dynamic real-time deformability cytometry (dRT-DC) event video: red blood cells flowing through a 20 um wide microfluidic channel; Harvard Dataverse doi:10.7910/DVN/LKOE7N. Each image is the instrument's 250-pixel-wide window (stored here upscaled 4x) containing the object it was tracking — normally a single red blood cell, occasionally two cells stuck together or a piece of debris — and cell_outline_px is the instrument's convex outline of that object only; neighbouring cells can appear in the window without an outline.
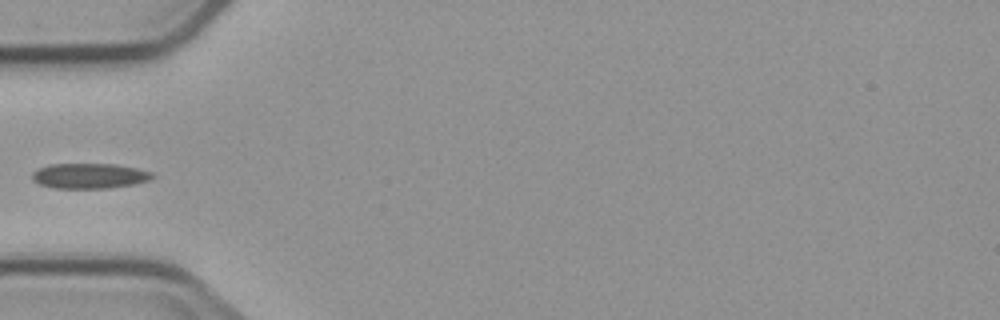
{"species": "common noctule bat (a hibernating species)", "species_latin": "Nyctalus noctula", "temperature_condition": "cold", "stored_images_in_passage": 4, "camera_frame_rate_fps": 3000, "um_per_image_px": 0.085, "animal": {"sex": "male", "body_mass_g": 23.1, "forearm_length_mm": 52.7}, "frame": {"image": 1, "passage_image": 3, "time_ms": 2.333, "image_size_px": [1000, 320], "cell_outline_px": [[156, 176], [148, 180], [136, 184], [108, 188], [56, 188], [40, 184], [32, 180], [32, 172], [36, 168], [48, 164], [116, 164], [136, 168], [152, 172]], "centroid_in_image_um": [7.59, 14.94], "position_along_channel_um": 77.4, "area_um2": 17.8}}
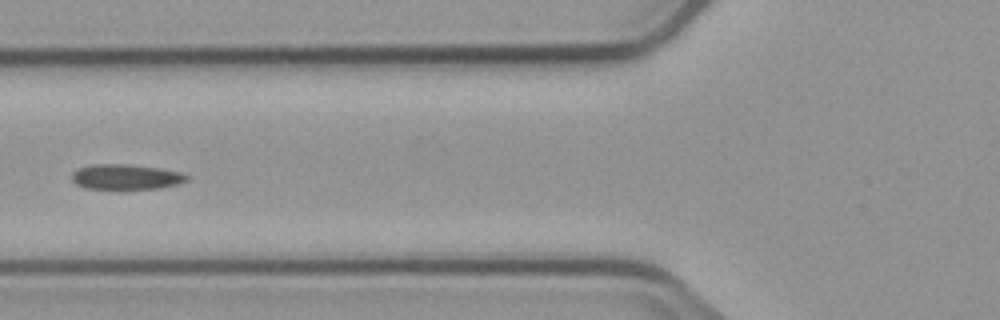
{"frame": {"image": 2, "passage_image": 4, "time_ms": 3.333, "image_size_px": [1000, 320], "cell_outline_px": [[192, 176], [188, 180], [176, 184], [160, 188], [84, 188], [76, 184], [72, 180], [72, 172], [80, 168], [92, 164], [124, 164], [160, 168], [184, 172]], "centroid_in_image_um": [10.76, 15.02], "position_along_channel_um": 115.0, "area_um2": 16.82}}